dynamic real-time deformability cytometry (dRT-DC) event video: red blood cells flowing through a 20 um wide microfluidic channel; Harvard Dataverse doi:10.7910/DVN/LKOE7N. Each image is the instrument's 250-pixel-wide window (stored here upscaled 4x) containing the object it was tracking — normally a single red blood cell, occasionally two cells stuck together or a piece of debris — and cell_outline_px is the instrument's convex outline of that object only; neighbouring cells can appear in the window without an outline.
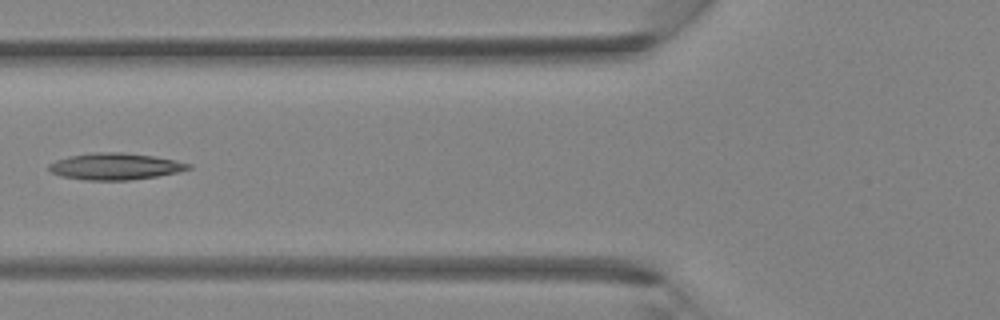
{"species": "Egyptian fruit bat (a non-hibernating species)", "species_latin": "Rousettus aegyptiacus", "temperature_condition": "room temperature", "stored_images_in_passage": 3, "camera_frame_rate_fps": 3000, "um_per_image_px": 0.085, "animal": {"sex": "female"}, "frame": {"image": 1, "passage_image": 3, "time_ms": 0.667, "image_size_px": [1000, 320], "cell_outline_px": [[192, 168], [176, 172], [156, 176], [128, 180], [84, 180], [60, 176], [52, 172], [48, 168], [48, 164], [56, 160], [68, 156], [92, 152], [124, 152], [152, 156], [176, 160], [192, 164]], "centroid_in_image_um": [9.76, 14.13], "position_along_channel_um": 116.0, "area_um2": 21.68}}